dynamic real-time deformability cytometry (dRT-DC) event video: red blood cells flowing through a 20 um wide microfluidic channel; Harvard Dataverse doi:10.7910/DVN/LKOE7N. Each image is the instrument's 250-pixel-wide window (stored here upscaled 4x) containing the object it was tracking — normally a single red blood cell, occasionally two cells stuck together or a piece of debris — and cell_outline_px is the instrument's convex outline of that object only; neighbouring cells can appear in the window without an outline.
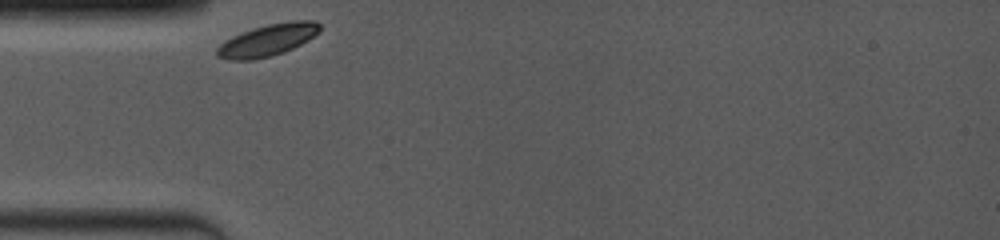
{"species": "common noctule bat (a hibernating species)", "species_latin": "Nyctalus noctula", "temperature_condition": "room temperature", "stored_images_in_passage": 18, "camera_frame_rate_fps": 4000, "um_per_image_px": 0.085, "animal": {"sex": "female", "body_mass_g": 19.0, "forearm_length_mm": 53.3}, "frame": {"image": 1, "passage_image": 1, "time_ms": 0.0, "image_size_px": [1000, 240], "cell_outline_px": [[320, 32], [308, 40], [284, 52], [272, 56], [252, 60], [228, 60], [216, 56], [216, 48], [220, 44], [232, 36], [252, 28], [268, 24], [292, 20], [312, 20], [320, 24]], "centroid_in_image_um": [22.74, 3.41], "position_along_channel_um": 62.3, "area_um2": 19.19}}
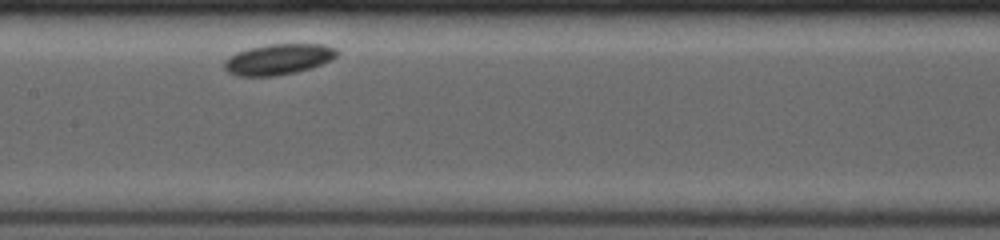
{"frame": {"image": 2, "passage_image": 8, "time_ms": 3.5, "image_size_px": [1000, 240], "cell_outline_px": [[340, 52], [332, 60], [296, 72], [276, 76], [236, 76], [228, 72], [224, 68], [224, 60], [228, 56], [236, 52], [248, 48], [268, 44], [324, 44], [336, 48]], "centroid_in_image_um": [23.64, 5.03], "position_along_channel_um": 183.8, "area_um2": 20.35}}
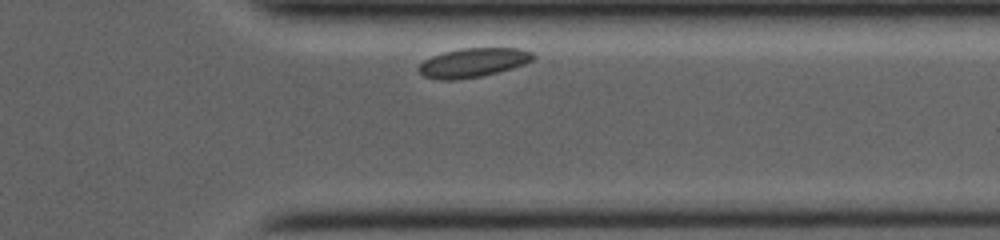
{"frame": {"image": 3, "passage_image": 18, "time_ms": 8.75, "image_size_px": [1000, 240], "cell_outline_px": [[536, 56], [532, 60], [524, 64], [512, 68], [480, 76], [456, 80], [440, 80], [424, 76], [416, 68], [424, 60], [432, 56], [444, 52], [460, 48], [520, 48], [532, 52]], "centroid_in_image_um": [40.2, 5.32], "position_along_channel_um": 371.2, "area_um2": 19.36}}